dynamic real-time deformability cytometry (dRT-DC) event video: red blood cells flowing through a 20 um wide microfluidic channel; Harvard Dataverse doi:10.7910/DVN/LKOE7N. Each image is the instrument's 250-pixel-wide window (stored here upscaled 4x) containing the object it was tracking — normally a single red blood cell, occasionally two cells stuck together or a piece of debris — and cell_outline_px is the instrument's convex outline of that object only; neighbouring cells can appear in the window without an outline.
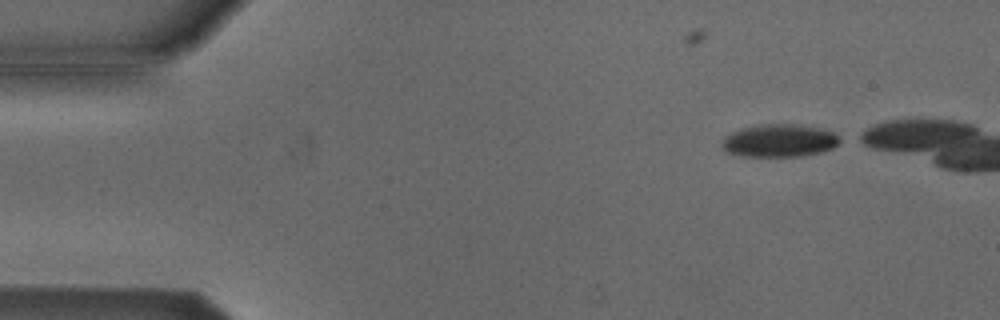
{"species": "Egyptian fruit bat (a non-hibernating species)", "species_latin": "Rousettus aegyptiacus", "temperature_condition": "cold", "stored_images_in_passage": 4, "camera_frame_rate_fps": 3000, "um_per_image_px": 0.085, "animal": {"sex": "male"}, "frame": {"image": 1, "passage_image": 1, "time_ms": 0.0, "image_size_px": [1000, 320], "cell_outline_px": [[844, 140], [832, 148], [820, 152], [800, 156], [740, 156], [724, 152], [720, 148], [720, 140], [724, 136], [732, 132], [744, 128], [760, 124], [800, 124], [820, 128], [832, 132]], "centroid_in_image_um": [66.2, 11.95], "position_along_channel_um": 18.8, "area_um2": 22.83}}